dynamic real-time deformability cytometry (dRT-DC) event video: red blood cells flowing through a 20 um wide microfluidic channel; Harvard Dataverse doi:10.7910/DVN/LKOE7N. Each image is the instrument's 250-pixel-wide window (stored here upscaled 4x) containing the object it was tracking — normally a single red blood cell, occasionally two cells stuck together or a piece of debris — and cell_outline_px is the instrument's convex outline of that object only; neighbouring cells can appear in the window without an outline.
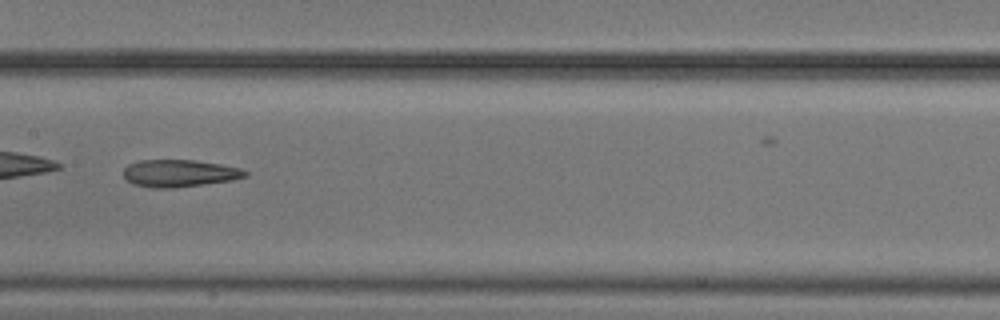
{"species": "common noctule bat (a hibernating species)", "species_latin": "Nyctalus noctula", "temperature_condition": "cold", "stored_images_in_passage": 9, "camera_frame_rate_fps": 3000, "um_per_image_px": 0.085, "animal": {"sex": "male", "body_mass_g": 20.5, "forearm_length_mm": 52.5}, "frame": {"image": 1, "passage_image": 7, "time_ms": 2.0, "image_size_px": [1000, 320], "cell_outline_px": [[248, 176], [232, 180], [172, 188], [152, 188], [132, 184], [124, 180], [124, 168], [128, 164], [140, 160], [196, 160], [220, 164], [240, 168], [248, 172]], "centroid_in_image_um": [15.21, 14.73], "position_along_channel_um": 192.2, "area_um2": 19.42}}
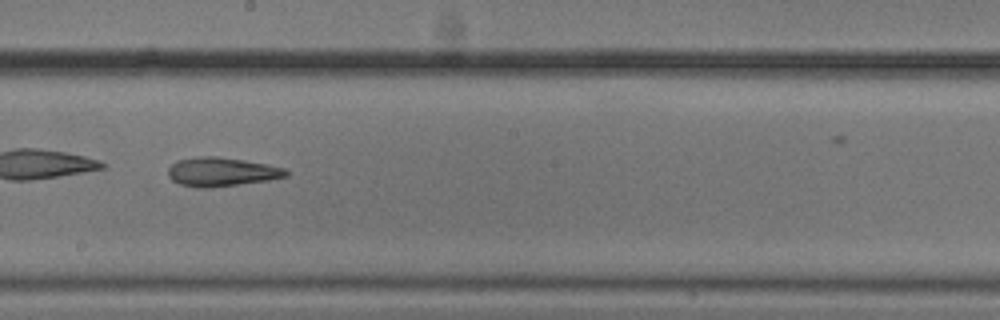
{"frame": {"image": 2, "passage_image": 8, "time_ms": 2.333, "image_size_px": [1000, 320], "cell_outline_px": [[288, 176], [268, 180], [208, 188], [196, 188], [180, 184], [172, 180], [168, 176], [168, 168], [176, 160], [200, 156], [216, 156], [244, 160], [284, 168], [288, 172]], "centroid_in_image_um": [18.78, 14.61], "position_along_channel_um": 229.4, "area_um2": 19.77}}